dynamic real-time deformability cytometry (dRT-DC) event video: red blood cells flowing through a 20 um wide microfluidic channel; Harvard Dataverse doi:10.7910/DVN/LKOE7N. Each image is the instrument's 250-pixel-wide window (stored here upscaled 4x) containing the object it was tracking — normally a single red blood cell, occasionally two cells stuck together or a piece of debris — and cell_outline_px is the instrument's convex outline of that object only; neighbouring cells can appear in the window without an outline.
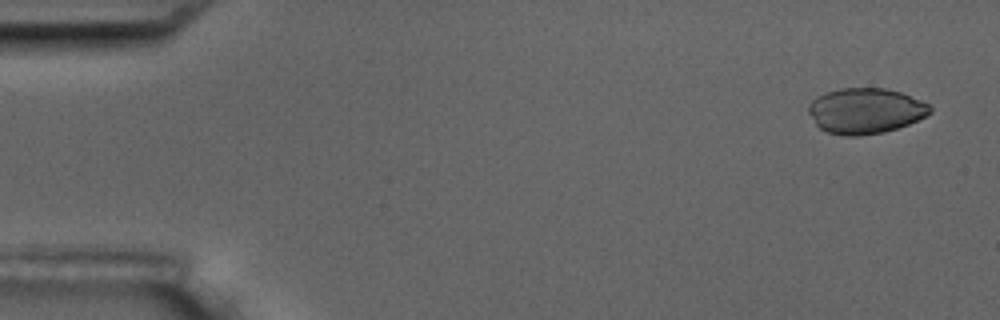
{"species": "common noctule bat (a hibernating species)", "species_latin": "Nyctalus noctula", "temperature_condition": "room temperature", "stored_images_in_passage": 6, "camera_frame_rate_fps": 3000, "um_per_image_px": 0.085, "animal": {"sex": "male", "body_mass_g": 17.5, "forearm_length_mm": 52.3}, "frame": {"image": 1, "passage_image": 1, "time_ms": 0.0, "image_size_px": [1000, 320], "cell_outline_px": [[932, 112], [928, 116], [908, 124], [884, 132], [860, 136], [848, 136], [828, 132], [820, 128], [816, 124], [808, 112], [808, 104], [816, 96], [824, 92], [840, 88], [884, 88], [900, 92], [920, 100], [928, 104], [932, 108]], "centroid_in_image_um": [73.55, 9.41], "position_along_channel_um": 11.4, "area_um2": 32.37}}